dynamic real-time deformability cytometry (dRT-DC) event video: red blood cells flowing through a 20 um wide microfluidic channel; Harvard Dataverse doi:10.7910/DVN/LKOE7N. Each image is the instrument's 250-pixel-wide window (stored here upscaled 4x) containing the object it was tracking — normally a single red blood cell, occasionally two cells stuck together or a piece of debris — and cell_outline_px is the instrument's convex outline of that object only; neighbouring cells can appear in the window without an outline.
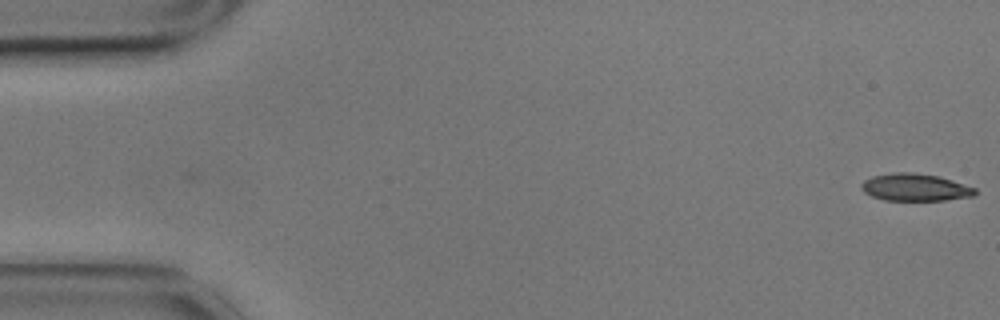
{"species": "common noctule bat (a hibernating species)", "species_latin": "Nyctalus noctula", "temperature_condition": "cold", "stored_images_in_passage": 57, "camera_frame_rate_fps": 3000, "um_per_image_px": 0.085, "animal": {"sex": "male", "body_mass_g": 17.9}, "frame": {"image": 1, "passage_image": 1, "time_ms": 0.0, "image_size_px": [1000, 320], "cell_outline_px": [[976, 196], [944, 200], [884, 200], [872, 196], [864, 192], [860, 188], [860, 184], [864, 180], [872, 176], [892, 172], [912, 172], [936, 176], [952, 180], [976, 188]], "centroid_in_image_um": [77.77, 15.92], "position_along_channel_um": 7.2, "area_um2": 18.15}}
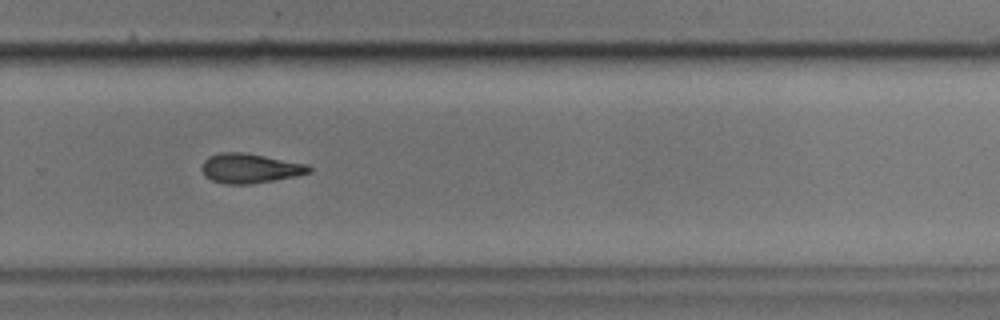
{"frame": {"image": 2, "passage_image": 38, "time_ms": 12.333, "image_size_px": [1000, 320], "cell_outline_px": [[312, 172], [296, 176], [248, 184], [224, 184], [212, 180], [204, 176], [200, 168], [204, 160], [208, 156], [220, 152], [244, 152], [308, 164], [312, 168]], "centroid_in_image_um": [21.22, 14.3], "position_along_channel_um": 308.6, "area_um2": 18.61}}
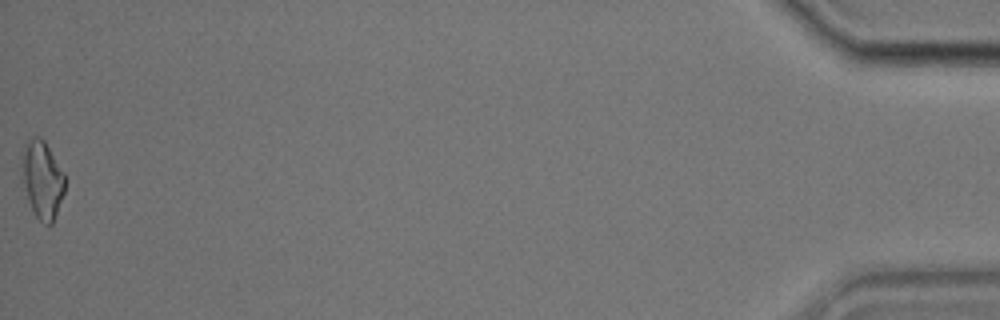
{"frame": {"image": 3, "passage_image": 57, "time_ms": 18.667, "image_size_px": [1000, 320], "cell_outline_px": [[64, 192], [52, 224], [48, 228], [36, 216], [28, 200], [20, 180], [20, 152], [24, 144], [32, 136], [40, 136], [44, 140], [64, 172]], "centroid_in_image_um": [3.53, 15.22], "position_along_channel_um": 431.7, "area_um2": 20.06}, "authors_computed_cell_mechanics": {"area_um2": 18.6116, "velocity_mm_per_s": 3.5103, "shape_relaxation_time_tau1_ms": 6.2449, "shape_relaxation_time_tau2_ms": 7.6456, "deformation_change_tau1": 0.1624, "deformation_change_tau2": 0.184}}